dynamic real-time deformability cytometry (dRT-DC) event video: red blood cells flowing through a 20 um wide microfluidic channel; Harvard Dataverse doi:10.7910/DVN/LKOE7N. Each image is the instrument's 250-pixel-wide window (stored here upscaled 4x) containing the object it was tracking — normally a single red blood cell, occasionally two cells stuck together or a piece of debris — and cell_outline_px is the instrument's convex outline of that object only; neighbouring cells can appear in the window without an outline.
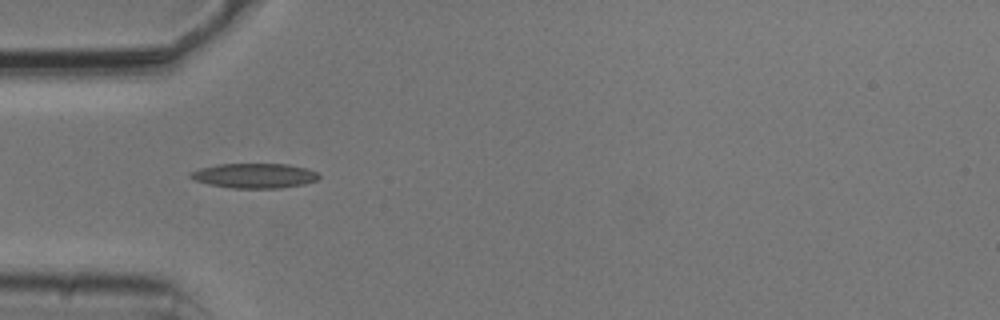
{"species": "common noctule bat (a hibernating species)", "species_latin": "Nyctalus noctula", "temperature_condition": "cold", "stored_images_in_passage": 11, "camera_frame_rate_fps": 3000, "um_per_image_px": 0.085, "animal": {"sex": "male", "body_mass_g": 20.5, "forearm_length_mm": 52.5}, "frame": {"image": 1, "passage_image": 1, "time_ms": 0.0, "image_size_px": [1000, 320], "cell_outline_px": [[320, 176], [316, 180], [304, 184], [280, 188], [232, 188], [208, 184], [196, 180], [188, 176], [188, 172], [200, 168], [216, 164], [288, 164], [308, 168], [316, 172]], "centroid_in_image_um": [21.61, 14.93], "position_along_channel_um": 63.4, "area_um2": 18.61}}
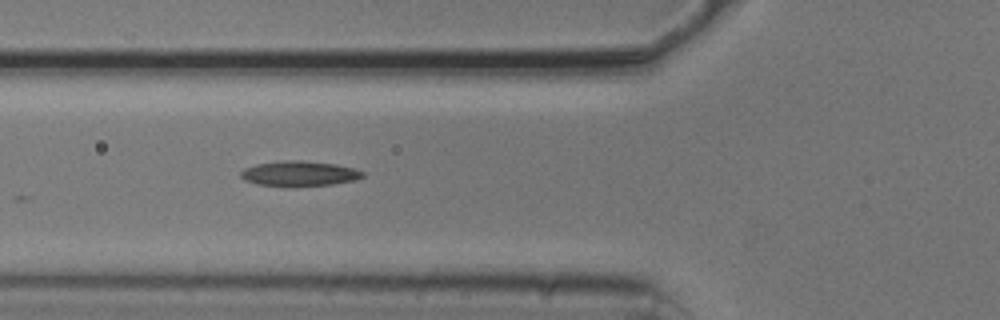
{"frame": {"image": 2, "passage_image": 4, "time_ms": 1.0, "image_size_px": [1000, 320], "cell_outline_px": [[364, 176], [356, 180], [332, 184], [292, 188], [256, 184], [244, 180], [240, 176], [240, 172], [244, 168], [256, 164], [284, 160], [300, 160], [336, 164], [356, 168], [364, 172]], "centroid_in_image_um": [25.44, 14.77], "position_along_channel_um": 100.4, "area_um2": 18.38}}
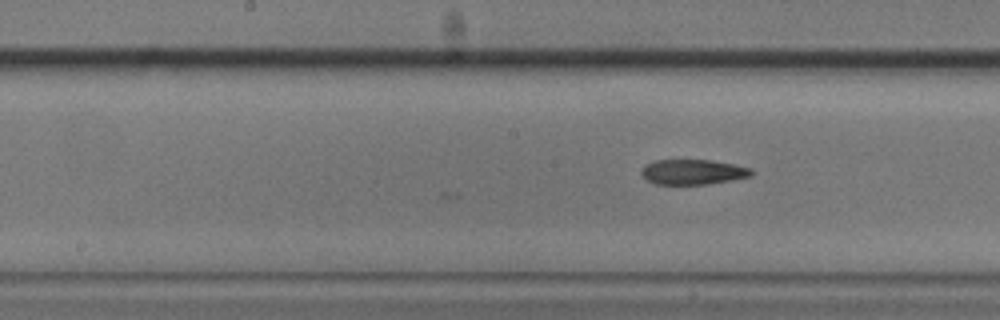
{"frame": {"image": 3, "passage_image": 11, "time_ms": 3.333, "image_size_px": [1000, 320], "cell_outline_px": [[752, 176], [732, 180], [708, 184], [656, 184], [648, 180], [640, 172], [644, 164], [652, 160], [712, 160], [736, 164], [752, 168]], "centroid_in_image_um": [58.91, 14.6], "position_along_channel_um": 189.3, "area_um2": 16.24}}